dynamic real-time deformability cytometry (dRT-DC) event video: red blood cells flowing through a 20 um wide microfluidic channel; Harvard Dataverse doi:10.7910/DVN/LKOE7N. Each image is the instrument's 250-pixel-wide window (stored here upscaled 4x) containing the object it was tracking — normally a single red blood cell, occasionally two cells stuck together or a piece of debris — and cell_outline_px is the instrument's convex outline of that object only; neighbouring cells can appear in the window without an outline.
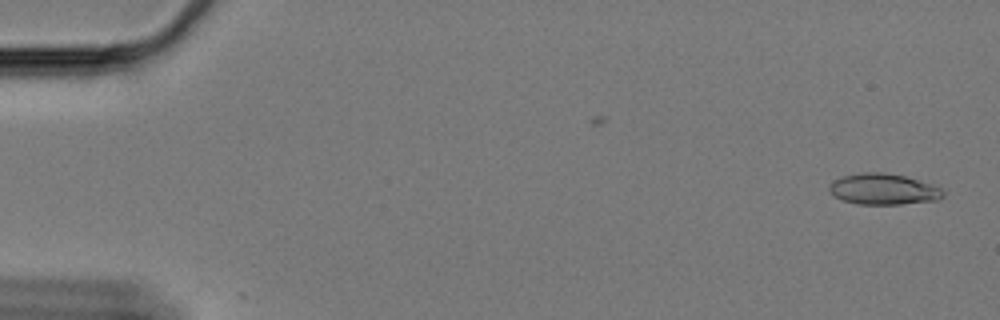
{"species": "Egyptian fruit bat (a non-hibernating species)", "species_latin": "Rousettus aegyptiacus", "temperature_condition": "cold", "stored_images_in_passage": 60, "camera_frame_rate_fps": 3000, "um_per_image_px": 0.085, "animal": {"sex": "female"}, "frame": {"image": 1, "passage_image": 2, "time_ms": 0.333, "image_size_px": [1000, 320], "cell_outline_px": [[944, 196], [936, 200], [900, 204], [856, 204], [844, 200], [836, 196], [828, 188], [840, 176], [864, 172], [880, 172], [904, 176], [940, 188], [944, 192]], "centroid_in_image_um": [75.08, 16.08], "position_along_channel_um": 9.9, "area_um2": 20.06}}
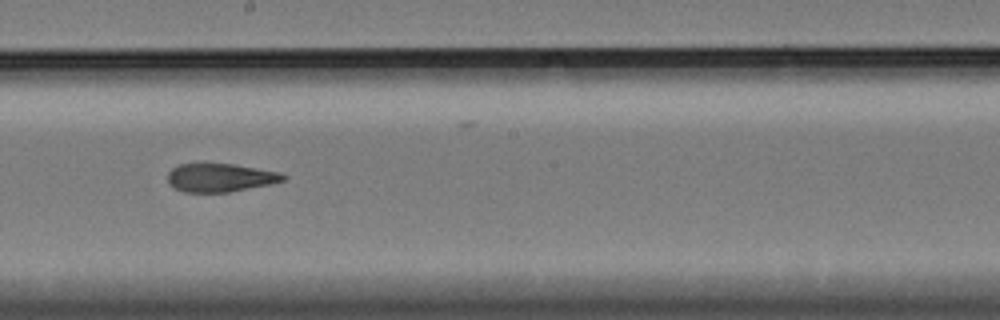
{"frame": {"image": 2, "passage_image": 34, "time_ms": 11.0, "image_size_px": [1000, 320], "cell_outline_px": [[288, 176], [284, 180], [268, 184], [228, 192], [184, 192], [176, 188], [168, 180], [168, 172], [172, 168], [180, 164], [236, 164], [280, 172]], "centroid_in_image_um": [18.74, 15.09], "position_along_channel_um": 229.5, "area_um2": 18.84}}
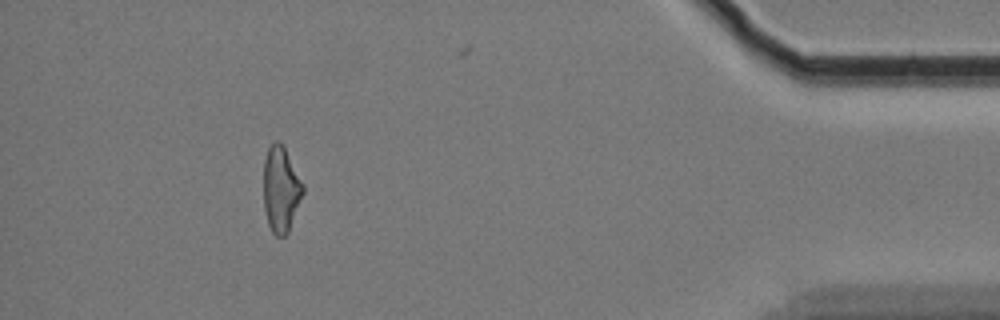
{"frame": {"image": 3, "passage_image": 55, "time_ms": 18.0, "image_size_px": [1000, 320], "cell_outline_px": [[304, 192], [288, 232], [284, 236], [276, 236], [272, 232], [268, 224], [264, 208], [264, 160], [268, 148], [276, 140], [280, 140], [304, 184]], "centroid_in_image_um": [23.88, 16.09], "position_along_channel_um": 411.3, "area_um2": 19.59}, "authors_computed_cell_mechanics": {"area_um2": 20.0566, "velocity_mm_per_s": 3.3461, "shape_relaxation_time_tau1_ms": 5.1491, "shape_relaxation_time_tau2_ms": 2.7062, "deformation_change_tau1": 0.1621, "deformation_change_tau2": 0.1186}}